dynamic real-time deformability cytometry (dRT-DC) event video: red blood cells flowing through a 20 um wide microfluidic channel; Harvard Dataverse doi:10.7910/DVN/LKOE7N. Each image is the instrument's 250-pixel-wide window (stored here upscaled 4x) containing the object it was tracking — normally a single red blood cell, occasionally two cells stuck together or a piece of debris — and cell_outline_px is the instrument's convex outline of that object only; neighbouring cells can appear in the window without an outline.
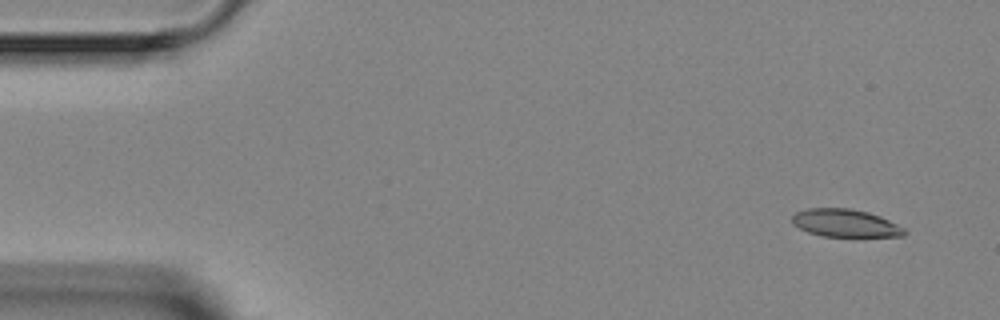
{"species": "Egyptian fruit bat (a non-hibernating species)", "species_latin": "Rousettus aegyptiacus", "temperature_condition": "room temperature", "stored_images_in_passage": 4, "camera_frame_rate_fps": 3000, "um_per_image_px": 0.085, "animal": {"sex": "female"}, "frame": {"image": 1, "passage_image": 1, "time_ms": 0.0, "image_size_px": [1000, 320], "cell_outline_px": [[908, 232], [904, 236], [824, 236], [808, 232], [792, 224], [792, 216], [796, 212], [808, 208], [852, 208], [868, 212], [880, 216], [904, 228]], "centroid_in_image_um": [71.84, 18.95], "position_along_channel_um": 13.2, "area_um2": 18.09}}
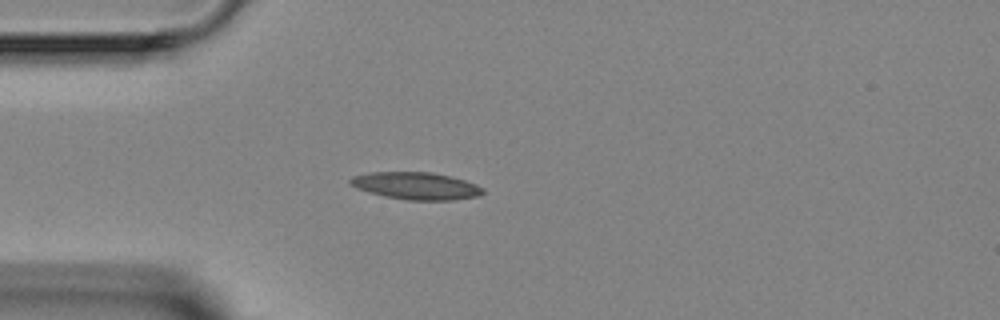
{"frame": {"image": 2, "passage_image": 4, "time_ms": 3.333, "image_size_px": [1000, 320], "cell_outline_px": [[484, 192], [480, 196], [452, 200], [408, 200], [384, 196], [368, 192], [356, 188], [348, 184], [348, 180], [352, 176], [372, 172], [432, 172], [452, 176], [476, 184], [484, 188]], "centroid_in_image_um": [35.36, 15.79], "position_along_channel_um": 49.6, "area_um2": 21.27}}